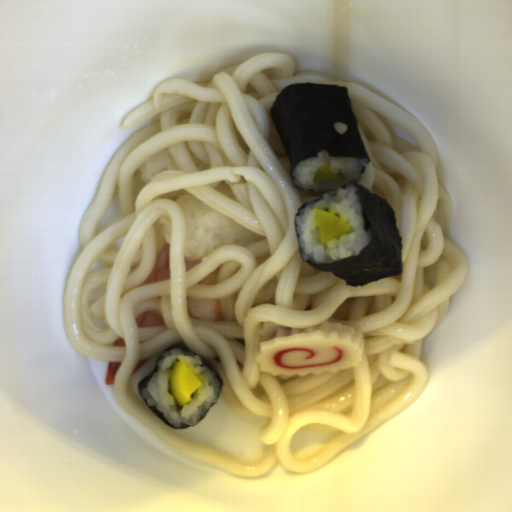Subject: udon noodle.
Here are the masks:
<instances>
[{
    "instance_id": "d5520da0",
    "label": "udon noodle",
    "mask_w": 512,
    "mask_h": 512,
    "mask_svg": "<svg viewBox=\"0 0 512 512\" xmlns=\"http://www.w3.org/2000/svg\"><path fill=\"white\" fill-rule=\"evenodd\" d=\"M305 82L348 87L371 159L358 184L389 202L403 237L397 277L347 286L301 259L294 218L321 193L292 185L269 110L285 86ZM145 120L99 178L62 296L71 347L119 364L114 392L122 406L179 453L245 478L277 462L308 474L404 412L429 376L427 338L470 268L451 235L454 208L429 131L385 97L332 74L297 73L289 53L273 50L206 82L159 84L122 128ZM186 191L259 240L183 260L176 199ZM169 242L170 280L139 286ZM187 298H220L224 318L188 317ZM325 320L365 337L355 368L287 380L261 372L264 321L302 328ZM174 345L190 348L223 381L217 404L194 428L169 427L137 388ZM302 427L333 433L311 461L291 456L290 439Z\"/></svg>"
}]
</instances>
